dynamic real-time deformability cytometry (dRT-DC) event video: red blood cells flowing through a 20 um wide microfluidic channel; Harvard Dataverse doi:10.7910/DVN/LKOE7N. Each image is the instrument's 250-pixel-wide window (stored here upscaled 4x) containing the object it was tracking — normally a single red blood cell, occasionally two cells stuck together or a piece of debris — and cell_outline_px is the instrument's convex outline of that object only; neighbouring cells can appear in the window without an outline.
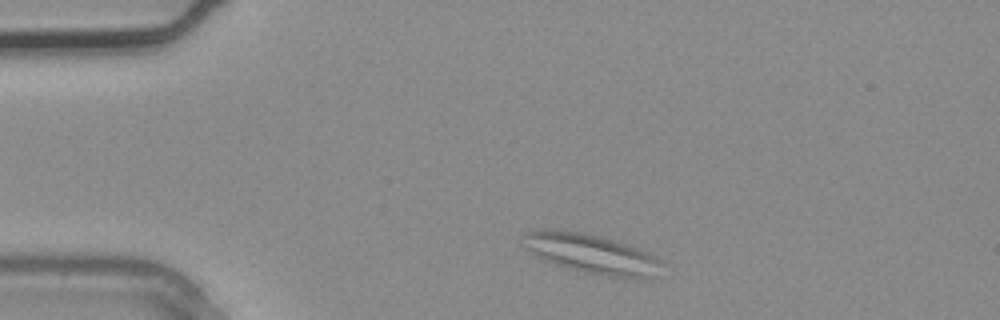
{"species": "common noctule bat (a hibernating species)", "species_latin": "Nyctalus noctula", "temperature_condition": "warm", "stored_images_in_passage": 2, "camera_frame_rate_fps": 3000, "um_per_image_px": 0.085, "animal": {"sex": "male", "body_mass_g": 20.4}, "frame": {"image": 1, "passage_image": 1, "time_ms": 0.0, "image_size_px": [1000, 320], "cell_outline_px": [[660, 260], [648, 276], [644, 280], [636, 280], [608, 276], [584, 272], [568, 268], [544, 260], [528, 252], [520, 244], [520, 236], [524, 232], [548, 228], [580, 232], [612, 240], [648, 252], [656, 256]], "centroid_in_image_um": [50.09, 21.55], "position_along_channel_um": 34.9, "area_um2": 31.62}}